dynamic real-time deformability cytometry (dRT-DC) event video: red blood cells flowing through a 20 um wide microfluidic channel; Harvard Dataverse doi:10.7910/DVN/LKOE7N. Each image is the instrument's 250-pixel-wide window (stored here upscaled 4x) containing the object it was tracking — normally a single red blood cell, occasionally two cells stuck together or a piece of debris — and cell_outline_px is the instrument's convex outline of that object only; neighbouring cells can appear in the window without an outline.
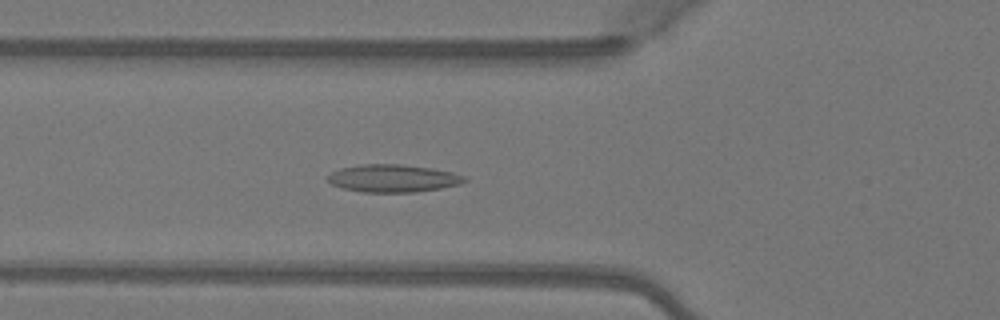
{"species": "Egyptian fruit bat (a non-hibernating species)", "species_latin": "Rousettus aegyptiacus", "temperature_condition": "warm", "stored_images_in_passage": 41, "camera_frame_rate_fps": 3000, "um_per_image_px": 0.085, "animal": {"sex": "female"}, "frame": {"image": 1, "passage_image": 12, "time_ms": 3.667, "image_size_px": [1000, 320], "cell_outline_px": [[468, 180], [460, 184], [440, 188], [416, 192], [364, 192], [344, 188], [332, 184], [328, 180], [328, 176], [332, 172], [340, 168], [360, 164], [400, 164], [432, 168], [452, 172], [464, 176]], "centroid_in_image_um": [33.42, 15.15], "position_along_channel_um": 92.4, "area_um2": 21.91}}
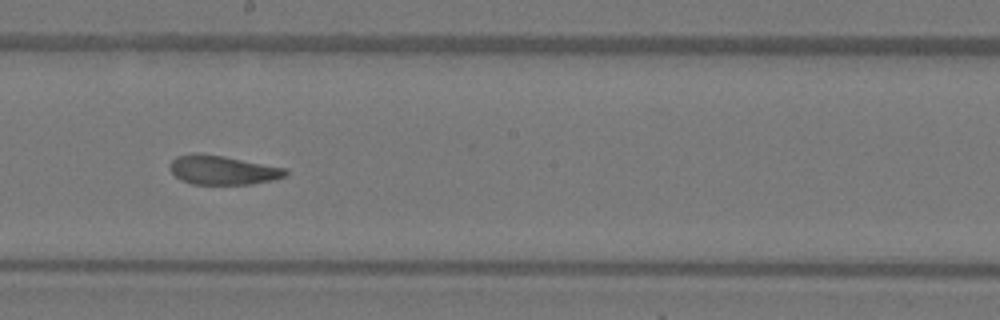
{"frame": {"image": 2, "passage_image": 22, "time_ms": 7.0, "image_size_px": [1000, 320], "cell_outline_px": [[288, 172], [284, 176], [272, 180], [252, 184], [192, 184], [180, 180], [168, 168], [172, 160], [176, 156], [192, 152], [200, 152], [224, 156], [288, 168]], "centroid_in_image_um": [18.9, 14.44], "position_along_channel_um": 229.3, "area_um2": 19.88}}
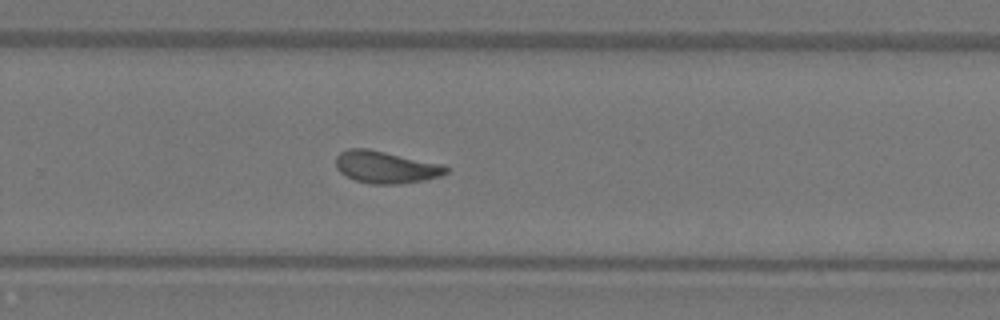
{"frame": {"image": 3, "passage_image": 27, "time_ms": 8.667, "image_size_px": [1000, 320], "cell_outline_px": [[448, 172], [440, 176], [424, 180], [396, 184], [368, 184], [356, 180], [340, 172], [336, 168], [336, 156], [340, 152], [348, 148], [368, 148], [444, 164], [448, 168]], "centroid_in_image_um": [32.79, 14.19], "position_along_channel_um": 297.0, "area_um2": 20.75}, "authors_computed_cell_mechanics": {"area_um2": 20.4034, "velocity_mm_per_s": 4.0893, "shape_relaxation_time_tau1_ms": null, "shape_relaxation_time_tau2_ms": 1.8245, "deformation_change_tau1": null, "deformation_change_tau2": 0.0852}}